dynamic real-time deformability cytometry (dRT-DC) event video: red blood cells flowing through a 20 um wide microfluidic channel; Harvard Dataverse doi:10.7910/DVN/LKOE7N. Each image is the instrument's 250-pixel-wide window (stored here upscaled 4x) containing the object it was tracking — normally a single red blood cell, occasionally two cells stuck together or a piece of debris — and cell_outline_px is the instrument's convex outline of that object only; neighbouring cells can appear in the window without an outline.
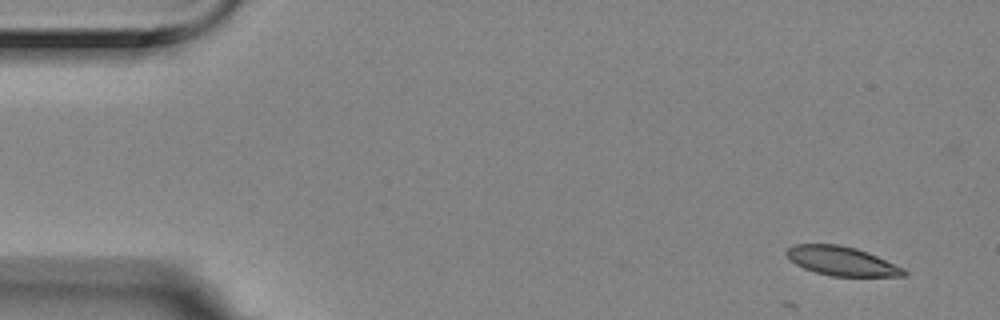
{"species": "Egyptian fruit bat (a non-hibernating species)", "species_latin": "Rousettus aegyptiacus", "temperature_condition": "room temperature", "stored_images_in_passage": 4, "camera_frame_rate_fps": 3000, "um_per_image_px": 0.085, "animal": {"sex": "female"}, "frame": {"image": 1, "passage_image": 1, "time_ms": 0.0, "image_size_px": [1000, 320], "cell_outline_px": [[908, 272], [904, 276], [832, 276], [816, 272], [804, 268], [788, 260], [784, 252], [792, 244], [840, 244], [856, 248], [868, 252], [904, 268]], "centroid_in_image_um": [71.51, 22.18], "position_along_channel_um": 13.5, "area_um2": 20.0}}